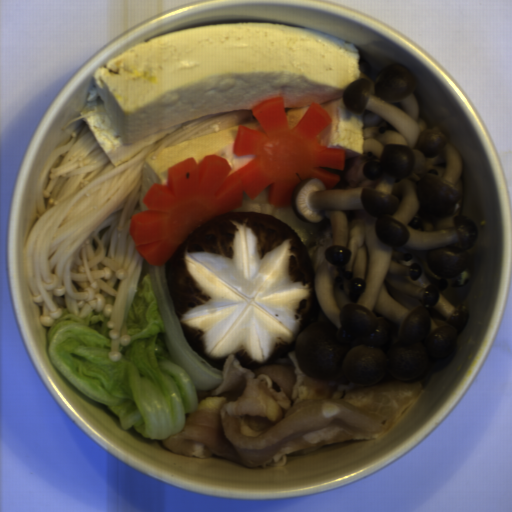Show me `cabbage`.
Here are the masks:
<instances>
[{
	"label": "cabbage",
	"mask_w": 512,
	"mask_h": 512,
	"mask_svg": "<svg viewBox=\"0 0 512 512\" xmlns=\"http://www.w3.org/2000/svg\"><path fill=\"white\" fill-rule=\"evenodd\" d=\"M167 263L142 261L125 319L129 345L111 359L108 318L61 307L45 334V351L58 372L80 392L107 405L125 431L163 441L181 431L198 406L199 391L215 390L221 371L189 345L169 291Z\"/></svg>",
	"instance_id": "4295e07d"
}]
</instances>
